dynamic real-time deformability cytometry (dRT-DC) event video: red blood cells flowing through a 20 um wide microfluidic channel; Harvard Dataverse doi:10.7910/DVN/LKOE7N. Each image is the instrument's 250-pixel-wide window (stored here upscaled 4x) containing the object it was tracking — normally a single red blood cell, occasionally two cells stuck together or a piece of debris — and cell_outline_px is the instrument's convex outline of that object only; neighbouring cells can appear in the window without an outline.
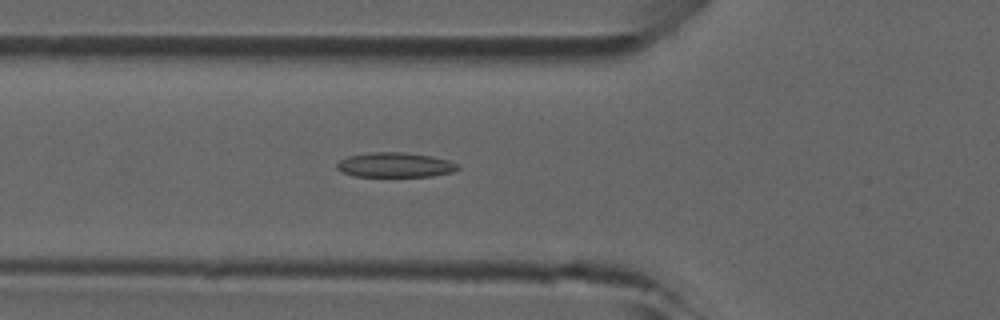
{"species": "common noctule bat (a hibernating species)", "species_latin": "Nyctalus noctula", "temperature_condition": "room temperature", "stored_images_in_passage": 30, "camera_frame_rate_fps": 3000, "um_per_image_px": 0.085, "animal": {"sex": "male", "forearm_length_mm": 52.5}, "frame": {"image": 1, "passage_image": 5, "time_ms": 1.333, "image_size_px": [1000, 320], "cell_outline_px": [[460, 168], [452, 172], [432, 176], [352, 176], [336, 168], [336, 164], [340, 160], [348, 156], [368, 152], [404, 152], [432, 156], [448, 160], [456, 164]], "centroid_in_image_um": [33.56, 14.01], "position_along_channel_um": 92.2, "area_um2": 17.4}}
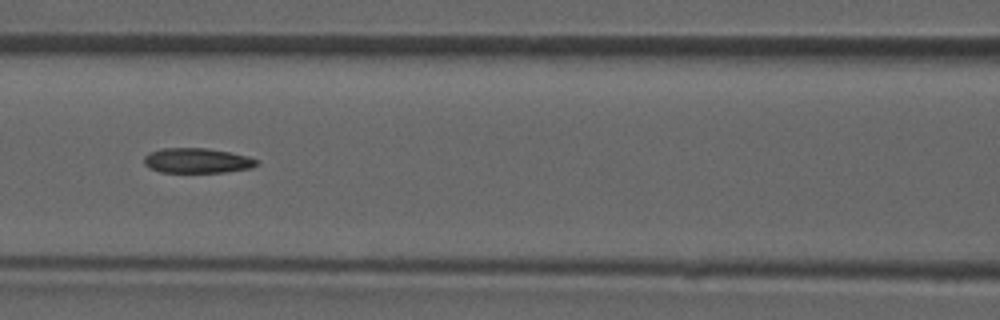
{"frame": {"image": 2, "passage_image": 9, "time_ms": 2.667, "image_size_px": [1000, 320], "cell_outline_px": [[260, 160], [252, 168], [224, 172], [160, 172], [148, 168], [144, 164], [144, 156], [148, 152], [160, 148], [208, 148], [248, 156]], "centroid_in_image_um": [16.72, 13.65], "position_along_channel_um": 149.9, "area_um2": 16.53}}